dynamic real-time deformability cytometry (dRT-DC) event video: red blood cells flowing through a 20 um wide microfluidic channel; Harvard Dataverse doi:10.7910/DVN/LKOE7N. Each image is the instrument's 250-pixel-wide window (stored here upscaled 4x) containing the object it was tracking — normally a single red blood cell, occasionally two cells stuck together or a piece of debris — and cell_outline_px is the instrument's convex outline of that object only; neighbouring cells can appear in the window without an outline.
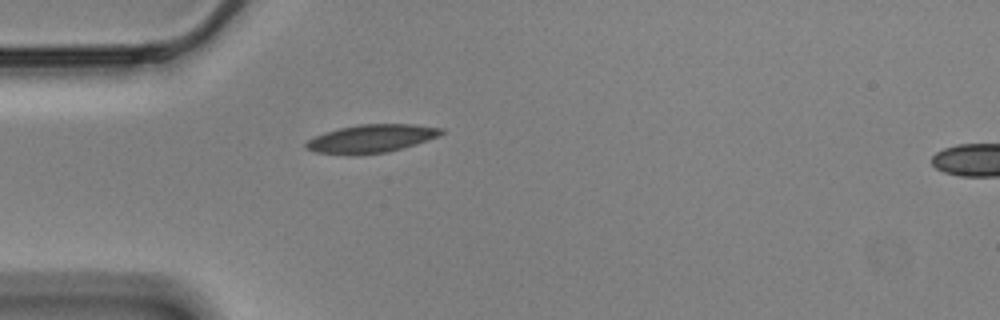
{"species": "Egyptian fruit bat (a non-hibernating species)", "species_latin": "Rousettus aegyptiacus", "temperature_condition": "cold", "stored_images_in_passage": 42, "camera_frame_rate_fps": 3000, "um_per_image_px": 0.085, "animal": {"sex": "male"}, "frame": {"image": 1, "passage_image": 1, "time_ms": 0.0, "image_size_px": [1000, 320], "cell_outline_px": [[444, 132], [428, 140], [404, 148], [388, 152], [356, 156], [348, 156], [316, 152], [304, 148], [304, 144], [308, 140], [316, 136], [340, 128], [360, 124], [416, 124], [444, 128]], "centroid_in_image_um": [31.56, 11.8], "position_along_channel_um": 53.4, "area_um2": 22.43}}
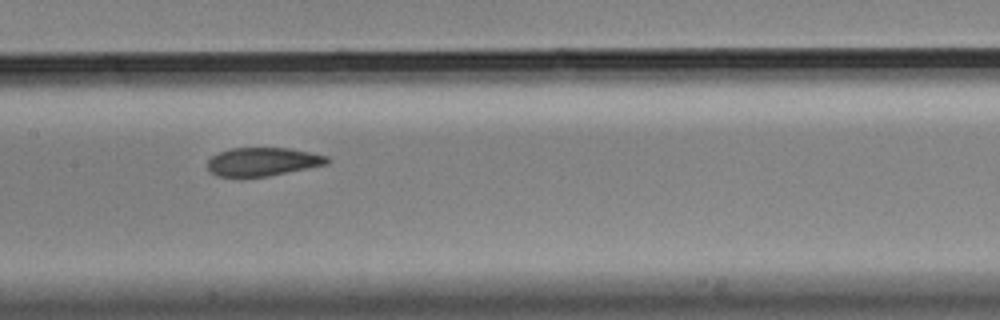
{"frame": {"image": 2, "passage_image": 13, "time_ms": 4.0, "image_size_px": [1000, 320], "cell_outline_px": [[332, 160], [328, 164], [268, 176], [216, 176], [208, 168], [208, 160], [212, 156], [220, 152], [232, 148], [288, 148], [328, 156]], "centroid_in_image_um": [22.37, 13.74], "position_along_channel_um": 185.0, "area_um2": 19.59}}
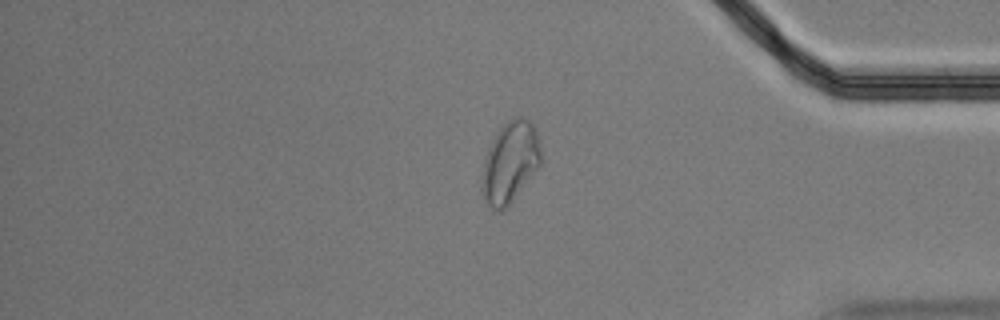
{"frame": {"image": 3, "passage_image": 33, "time_ms": 10.667, "image_size_px": [1000, 320], "cell_outline_px": [[540, 164], [508, 204], [500, 212], [496, 212], [488, 204], [484, 196], [484, 160], [488, 148], [492, 140], [500, 128], [508, 120], [516, 116], [520, 116], [528, 120], [536, 128], [540, 148]], "centroid_in_image_um": [43.37, 13.73], "position_along_channel_um": 391.8, "area_um2": 26.82}, "authors_computed_cell_mechanics": {"area_um2": 21.2704, "velocity_mm_per_s": 3.4502, "shape_relaxation_time_tau1_ms": 6.2297, "shape_relaxation_time_tau2_ms": 2.417, "deformation_change_tau1": 0.1426, "deformation_change_tau2": 0.066}}